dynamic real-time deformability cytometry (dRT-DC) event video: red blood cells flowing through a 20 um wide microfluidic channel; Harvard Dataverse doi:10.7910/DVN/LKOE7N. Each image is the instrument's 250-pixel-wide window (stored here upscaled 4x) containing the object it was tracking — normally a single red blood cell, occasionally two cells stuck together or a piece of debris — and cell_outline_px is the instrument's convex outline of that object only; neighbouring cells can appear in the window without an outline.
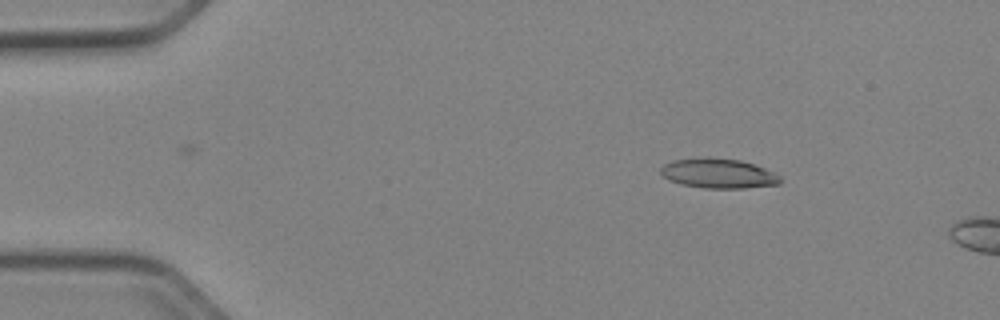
{"species": "Egyptian fruit bat (a non-hibernating species)", "species_latin": "Rousettus aegyptiacus", "temperature_condition": "cold", "stored_images_in_passage": 15, "camera_frame_rate_fps": 3000, "um_per_image_px": 0.085, "animal": {"sex": "female"}, "frame": {"image": 1, "passage_image": 7, "time_ms": 2.0, "image_size_px": [1000, 320], "cell_outline_px": [[784, 180], [780, 184], [744, 188], [704, 188], [680, 184], [668, 180], [660, 172], [660, 168], [664, 164], [672, 160], [740, 160], [776, 172]], "centroid_in_image_um": [61.12, 14.79], "position_along_channel_um": 23.9, "area_um2": 20.06}}